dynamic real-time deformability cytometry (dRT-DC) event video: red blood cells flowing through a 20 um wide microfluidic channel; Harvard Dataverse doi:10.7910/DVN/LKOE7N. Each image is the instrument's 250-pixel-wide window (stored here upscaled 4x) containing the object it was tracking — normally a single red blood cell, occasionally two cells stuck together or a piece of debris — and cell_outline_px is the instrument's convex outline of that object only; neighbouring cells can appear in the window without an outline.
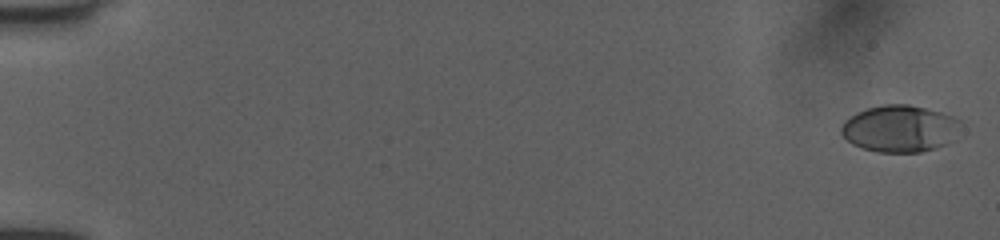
{"species": "human", "species_latin": "Homo sapiens", "temperature_condition": "room temperature", "stored_images_in_passage": 10, "camera_frame_rate_fps": 3000, "um_per_image_px": 0.085, "donor": {"sex": "female"}, "frame": {"image": 1, "passage_image": 2, "time_ms": 0.333, "image_size_px": [1000, 240], "cell_outline_px": [[960, 120], [944, 144], [936, 148], [920, 152], [876, 152], [852, 144], [840, 132], [840, 128], [844, 120], [856, 112], [868, 108], [884, 104], [908, 104], [940, 112], [952, 116]], "centroid_in_image_um": [76.36, 10.92], "position_along_channel_um": 8.6, "area_um2": 31.85}}
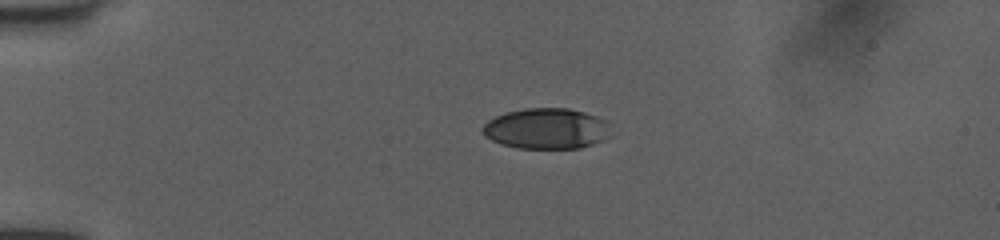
{"frame": {"image": 2, "passage_image": 8, "time_ms": 2.333, "image_size_px": [1000, 240], "cell_outline_px": [[604, 140], [580, 148], [520, 148], [500, 144], [484, 136], [480, 132], [480, 128], [488, 120], [496, 116], [508, 112], [524, 108], [568, 108], [584, 112], [596, 116], [604, 120]], "centroid_in_image_um": [46.32, 10.93], "position_along_channel_um": 38.7, "area_um2": 29.94}}